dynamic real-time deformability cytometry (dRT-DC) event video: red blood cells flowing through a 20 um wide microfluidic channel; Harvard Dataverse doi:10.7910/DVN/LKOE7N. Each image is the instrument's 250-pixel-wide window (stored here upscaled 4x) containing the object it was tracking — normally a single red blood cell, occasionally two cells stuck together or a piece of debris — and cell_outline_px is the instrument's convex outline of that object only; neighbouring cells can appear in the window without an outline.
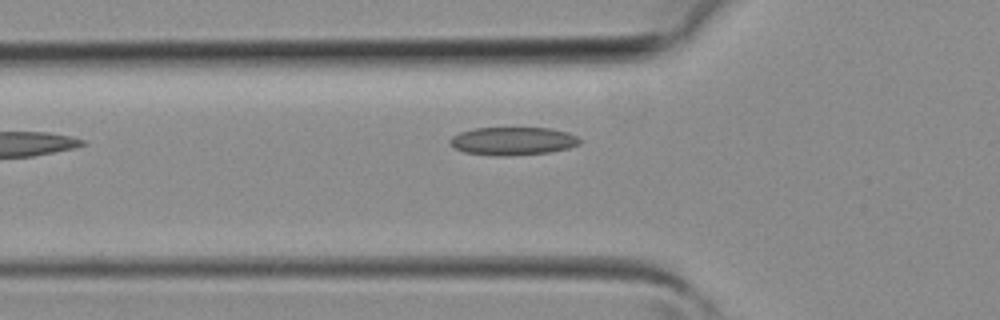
{"species": "common noctule bat (a hibernating species)", "species_latin": "Nyctalus noctula", "temperature_condition": "room temperature", "stored_images_in_passage": 16, "camera_frame_rate_fps": 3000, "um_per_image_px": 0.085, "animal": {"sex": "female", "body_mass_g": 19.3, "forearm_length_mm": 54.1}, "frame": {"image": 1, "passage_image": 3, "time_ms": 0.667, "image_size_px": [1000, 320], "cell_outline_px": [[580, 144], [568, 148], [548, 152], [508, 156], [500, 156], [464, 152], [448, 144], [448, 140], [452, 136], [460, 132], [476, 128], [548, 128], [568, 132], [576, 136], [580, 140]], "centroid_in_image_um": [43.56, 11.99], "position_along_channel_um": 82.2, "area_um2": 21.15}}
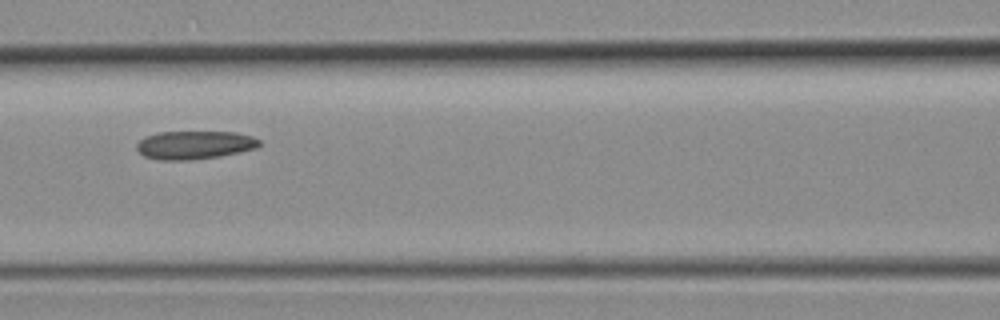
{"frame": {"image": 2, "passage_image": 7, "time_ms": 2.0, "image_size_px": [1000, 320], "cell_outline_px": [[260, 144], [256, 148], [240, 152], [220, 156], [192, 160], [160, 160], [144, 156], [136, 148], [136, 144], [144, 136], [156, 132], [236, 132], [252, 136], [260, 140]], "centroid_in_image_um": [16.52, 12.32], "position_along_channel_um": 150.1, "area_um2": 20.35}}
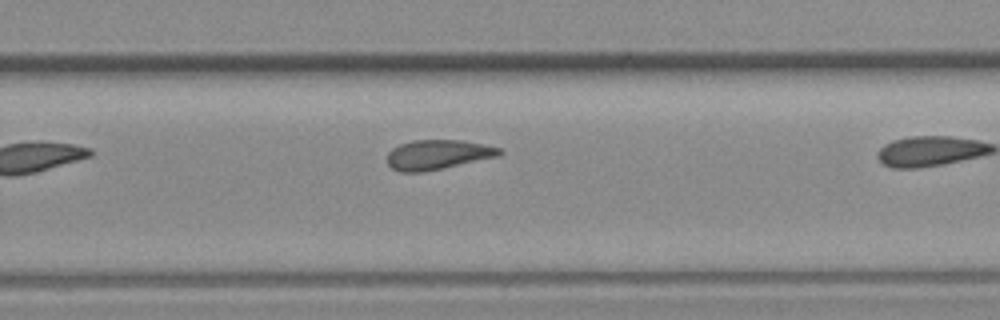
{"frame": {"image": 3, "passage_image": 13, "time_ms": 4.0, "image_size_px": [1000, 320], "cell_outline_px": [[504, 152], [500, 156], [424, 172], [400, 172], [392, 168], [388, 164], [388, 152], [392, 148], [400, 144], [412, 140], [460, 140], [484, 144], [504, 148]], "centroid_in_image_um": [37.25, 13.14], "position_along_channel_um": 292.5, "area_um2": 19.59}}